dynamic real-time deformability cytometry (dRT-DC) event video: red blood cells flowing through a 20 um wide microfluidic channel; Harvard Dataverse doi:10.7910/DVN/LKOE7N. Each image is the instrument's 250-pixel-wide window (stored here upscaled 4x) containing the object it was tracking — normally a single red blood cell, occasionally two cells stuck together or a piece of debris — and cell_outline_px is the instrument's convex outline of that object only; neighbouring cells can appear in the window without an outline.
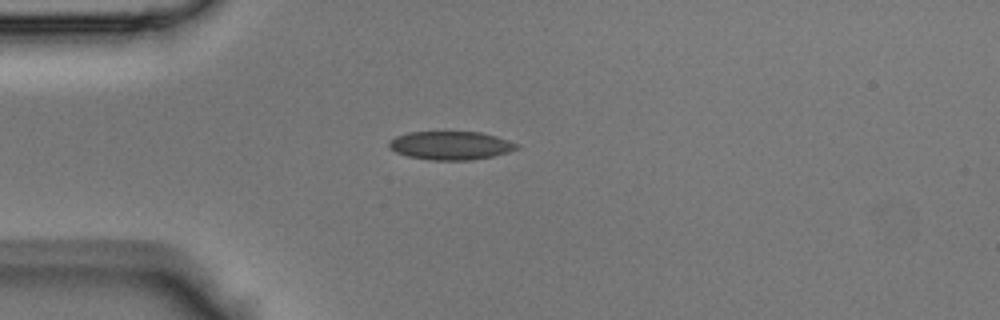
{"species": "Egyptian fruit bat (a non-hibernating species)", "species_latin": "Rousettus aegyptiacus", "temperature_condition": "room temperature", "stored_images_in_passage": 32, "camera_frame_rate_fps": 3000, "um_per_image_px": 0.085, "animal": {"sex": "male"}, "frame": {"image": 1, "passage_image": 1, "time_ms": 0.0, "image_size_px": [1000, 320], "cell_outline_px": [[520, 148], [508, 152], [492, 156], [472, 160], [432, 160], [408, 156], [396, 152], [388, 148], [388, 140], [396, 136], [408, 132], [480, 132], [496, 136], [520, 144]], "centroid_in_image_um": [38.3, 12.36], "position_along_channel_um": 46.7, "area_um2": 21.27}}
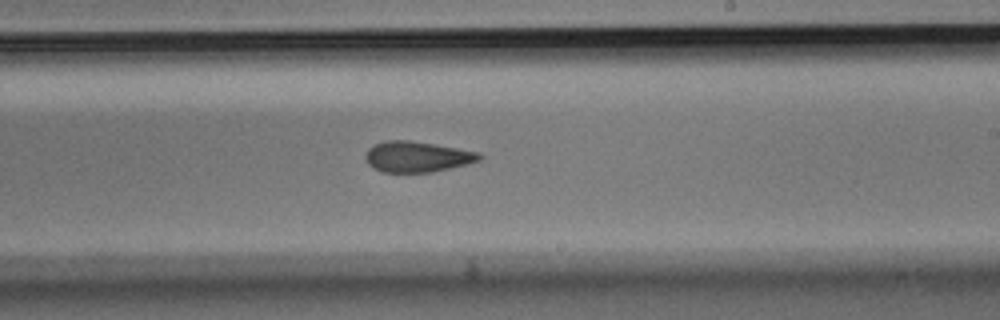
{"frame": {"image": 2, "passage_image": 15, "time_ms": 4.667, "image_size_px": [1000, 320], "cell_outline_px": [[484, 156], [480, 160], [432, 172], [384, 172], [368, 164], [364, 156], [368, 148], [376, 144], [388, 140], [408, 140], [480, 152]], "centroid_in_image_um": [35.44, 13.32], "position_along_channel_um": 253.6, "area_um2": 20.06}}
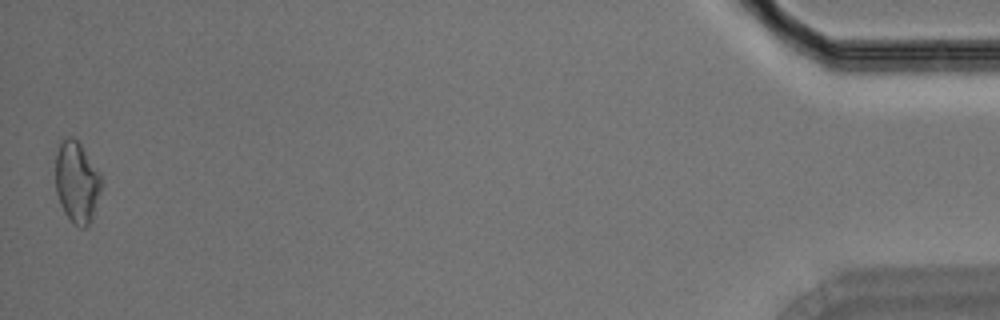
{"frame": {"image": 3, "passage_image": 32, "time_ms": 10.333, "image_size_px": [1000, 320], "cell_outline_px": [[104, 180], [92, 216], [88, 224], [84, 228], [80, 228], [64, 212], [60, 204], [56, 192], [56, 152], [60, 136], [72, 136], [80, 144], [100, 172]], "centroid_in_image_um": [6.52, 15.4], "position_along_channel_um": 428.7, "area_um2": 21.85}}